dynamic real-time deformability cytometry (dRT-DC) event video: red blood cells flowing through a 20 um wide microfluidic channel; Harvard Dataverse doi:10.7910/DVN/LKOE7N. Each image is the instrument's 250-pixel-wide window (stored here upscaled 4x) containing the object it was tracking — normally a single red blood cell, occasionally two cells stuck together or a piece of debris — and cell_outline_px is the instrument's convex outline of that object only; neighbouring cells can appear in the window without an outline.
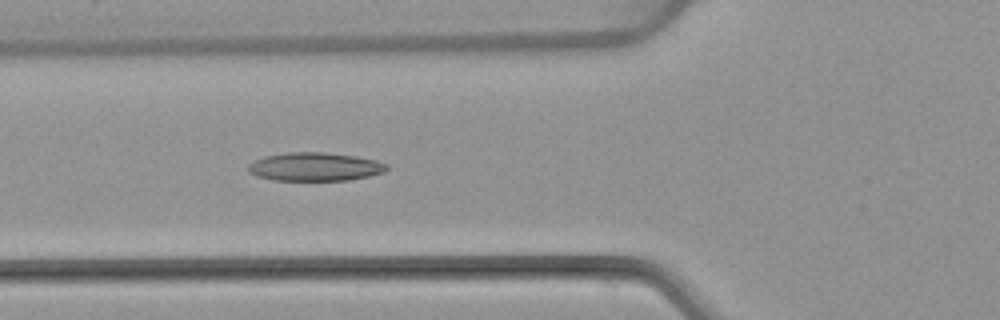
{"species": "common noctule bat (a hibernating species)", "species_latin": "Nyctalus noctula", "temperature_condition": "warm", "stored_images_in_passage": 39, "camera_frame_rate_fps": 3000, "um_per_image_px": 0.085, "animal": {"sex": "female", "body_mass_g": 22.7, "forearm_length_mm": 54.2}, "frame": {"image": 1, "passage_image": 6, "time_ms": 1.667, "image_size_px": [1000, 320], "cell_outline_px": [[388, 168], [384, 172], [368, 176], [348, 180], [272, 180], [256, 176], [248, 172], [248, 164], [264, 156], [288, 152], [324, 152], [356, 156], [376, 160], [388, 164]], "centroid_in_image_um": [26.76, 14.17], "position_along_channel_um": 99.0, "area_um2": 23.0}}
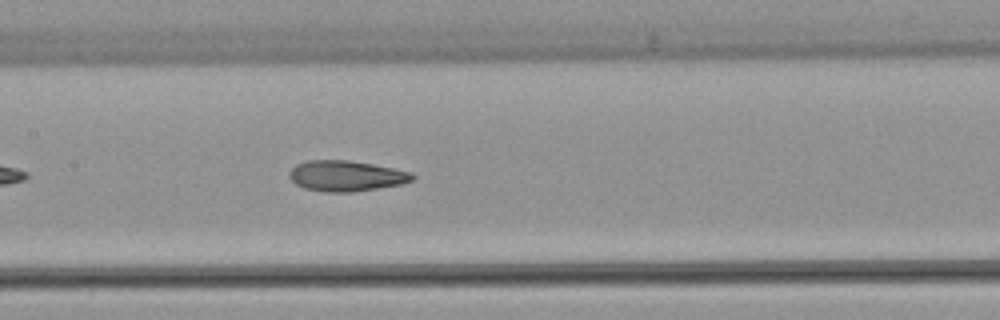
{"frame": {"image": 2, "passage_image": 12, "time_ms": 3.667, "image_size_px": [1000, 320], "cell_outline_px": [[416, 176], [412, 180], [400, 184], [352, 192], [324, 192], [304, 188], [296, 184], [288, 176], [288, 172], [296, 164], [308, 160], [348, 160], [372, 164], [412, 172]], "centroid_in_image_um": [29.39, 14.95], "position_along_channel_um": 178.0, "area_um2": 21.91}, "authors_computed_cell_mechanics": {"area_um2": 22.0796, "velocity_mm_per_s": 3.9326, "shape_relaxation_time_tau1_ms": null, "shape_relaxation_time_tau2_ms": 2.8728, "deformation_change_tau1": null, "deformation_change_tau2": 0.1154}}